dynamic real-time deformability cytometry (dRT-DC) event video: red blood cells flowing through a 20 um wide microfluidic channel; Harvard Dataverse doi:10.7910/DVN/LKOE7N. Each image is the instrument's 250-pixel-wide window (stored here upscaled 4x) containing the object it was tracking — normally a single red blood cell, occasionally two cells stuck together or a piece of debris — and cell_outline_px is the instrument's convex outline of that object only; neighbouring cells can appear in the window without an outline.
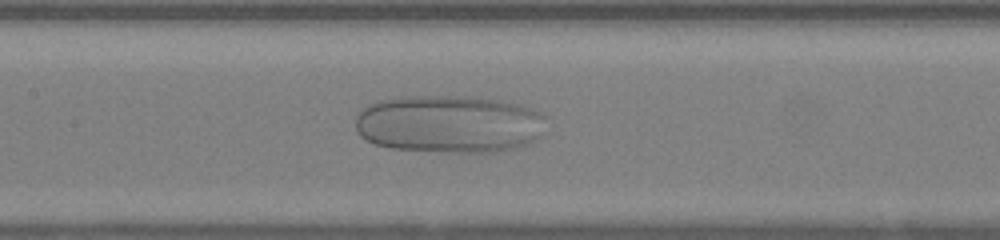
{"species": "human", "species_latin": "Homo sapiens", "temperature_condition": "warm", "stored_images_in_passage": 47, "camera_frame_rate_fps": 3000, "um_per_image_px": 0.085, "donor": {"sex": "female"}, "frame": {"image": 1, "passage_image": 21, "time_ms": 6.667, "image_size_px": [1000, 240], "cell_outline_px": [[548, 132], [544, 136], [536, 140], [516, 148], [492, 152], [448, 152], [392, 148], [376, 144], [360, 136], [356, 128], [356, 116], [368, 104], [380, 100], [404, 96], [480, 96], [520, 104], [540, 112], [544, 116]], "centroid_in_image_um": [38.26, 10.53], "position_along_channel_um": 169.1, "area_um2": 65.08}}
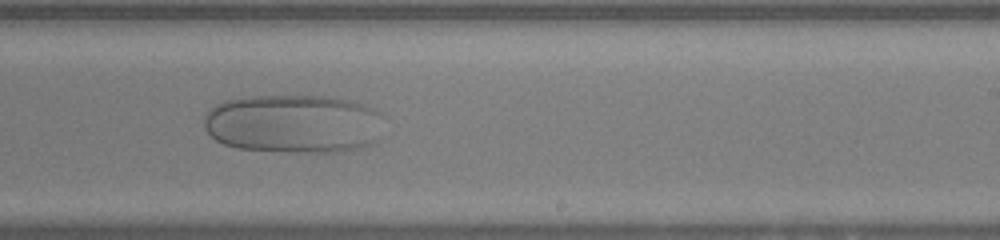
{"frame": {"image": 2, "passage_image": 28, "time_ms": 9.0, "image_size_px": [1000, 240], "cell_outline_px": [[380, 112], [376, 140], [368, 144], [356, 148], [336, 152], [304, 152], [236, 148], [224, 144], [216, 140], [204, 128], [204, 116], [216, 104], [224, 100], [252, 96], [324, 96], [352, 100], [364, 104]], "centroid_in_image_um": [24.89, 10.5], "position_along_channel_um": 264.1, "area_um2": 61.15}}